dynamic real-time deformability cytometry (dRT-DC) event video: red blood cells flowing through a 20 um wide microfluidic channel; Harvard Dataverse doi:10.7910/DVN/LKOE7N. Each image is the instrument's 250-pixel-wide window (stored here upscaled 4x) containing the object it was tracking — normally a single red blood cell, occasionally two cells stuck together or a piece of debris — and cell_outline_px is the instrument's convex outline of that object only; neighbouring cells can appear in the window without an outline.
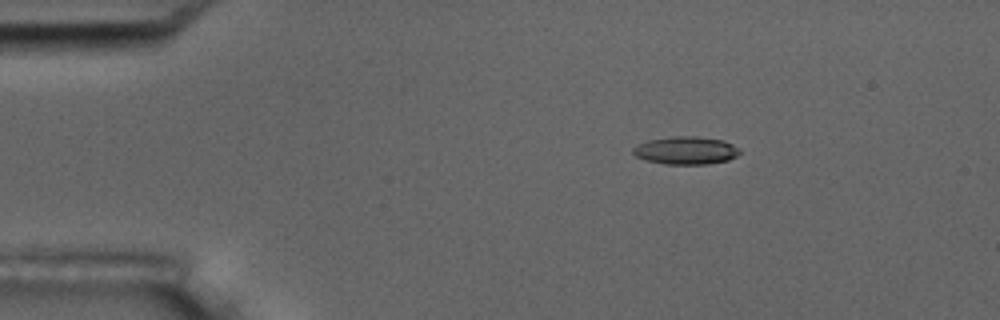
{"species": "common noctule bat (a hibernating species)", "species_latin": "Nyctalus noctula", "temperature_condition": "room temperature", "stored_images_in_passage": 4, "camera_frame_rate_fps": 3000, "um_per_image_px": 0.085, "animal": {"sex": "male", "body_mass_g": 17.5, "forearm_length_mm": 52.3}, "frame": {"image": 1, "passage_image": 2, "time_ms": 1.333, "image_size_px": [1000, 320], "cell_outline_px": [[740, 152], [736, 156], [728, 160], [708, 164], [664, 164], [648, 160], [636, 156], [632, 152], [632, 148], [636, 144], [648, 140], [672, 136], [696, 136], [724, 140], [740, 148]], "centroid_in_image_um": [58.3, 12.78], "position_along_channel_um": 26.7, "area_um2": 17.4}}